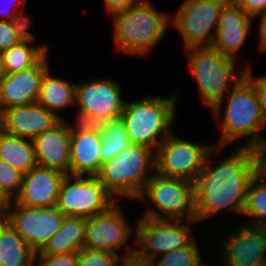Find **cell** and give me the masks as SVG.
I'll return each mask as SVG.
<instances>
[{
    "label": "cell",
    "instance_id": "cell-1",
    "mask_svg": "<svg viewBox=\"0 0 266 266\" xmlns=\"http://www.w3.org/2000/svg\"><path fill=\"white\" fill-rule=\"evenodd\" d=\"M221 149L225 148L215 146L210 151L204 168L195 181L197 223L207 222V219L216 217L221 211L242 216L249 183L257 173L255 149L237 147L225 156Z\"/></svg>",
    "mask_w": 266,
    "mask_h": 266
},
{
    "label": "cell",
    "instance_id": "cell-2",
    "mask_svg": "<svg viewBox=\"0 0 266 266\" xmlns=\"http://www.w3.org/2000/svg\"><path fill=\"white\" fill-rule=\"evenodd\" d=\"M227 95V100L224 98L210 110L221 132L214 146L223 148L243 139L236 148L256 149L266 139L263 134L266 127L254 83L244 75Z\"/></svg>",
    "mask_w": 266,
    "mask_h": 266
},
{
    "label": "cell",
    "instance_id": "cell-3",
    "mask_svg": "<svg viewBox=\"0 0 266 266\" xmlns=\"http://www.w3.org/2000/svg\"><path fill=\"white\" fill-rule=\"evenodd\" d=\"M110 18L115 50L136 57H147L172 26L171 15L160 12L150 0H143Z\"/></svg>",
    "mask_w": 266,
    "mask_h": 266
},
{
    "label": "cell",
    "instance_id": "cell-4",
    "mask_svg": "<svg viewBox=\"0 0 266 266\" xmlns=\"http://www.w3.org/2000/svg\"><path fill=\"white\" fill-rule=\"evenodd\" d=\"M178 94L168 96H143L125 103L121 119L130 141L158 149L159 144L173 132L176 120Z\"/></svg>",
    "mask_w": 266,
    "mask_h": 266
},
{
    "label": "cell",
    "instance_id": "cell-5",
    "mask_svg": "<svg viewBox=\"0 0 266 266\" xmlns=\"http://www.w3.org/2000/svg\"><path fill=\"white\" fill-rule=\"evenodd\" d=\"M155 160L154 149L132 144L103 162L97 177L116 201L120 198L137 200L156 172Z\"/></svg>",
    "mask_w": 266,
    "mask_h": 266
},
{
    "label": "cell",
    "instance_id": "cell-6",
    "mask_svg": "<svg viewBox=\"0 0 266 266\" xmlns=\"http://www.w3.org/2000/svg\"><path fill=\"white\" fill-rule=\"evenodd\" d=\"M184 52L197 83L198 94L209 110L226 98L231 88L245 75L246 68L252 66L245 62L240 70L236 69V59L212 47L190 48Z\"/></svg>",
    "mask_w": 266,
    "mask_h": 266
},
{
    "label": "cell",
    "instance_id": "cell-7",
    "mask_svg": "<svg viewBox=\"0 0 266 266\" xmlns=\"http://www.w3.org/2000/svg\"><path fill=\"white\" fill-rule=\"evenodd\" d=\"M137 201L147 204L143 217L195 220V183L188 180L168 178L155 172Z\"/></svg>",
    "mask_w": 266,
    "mask_h": 266
},
{
    "label": "cell",
    "instance_id": "cell-8",
    "mask_svg": "<svg viewBox=\"0 0 266 266\" xmlns=\"http://www.w3.org/2000/svg\"><path fill=\"white\" fill-rule=\"evenodd\" d=\"M196 222V220L138 217L134 227L136 232L135 254L151 262L160 255L187 246L194 239L191 225Z\"/></svg>",
    "mask_w": 266,
    "mask_h": 266
},
{
    "label": "cell",
    "instance_id": "cell-9",
    "mask_svg": "<svg viewBox=\"0 0 266 266\" xmlns=\"http://www.w3.org/2000/svg\"><path fill=\"white\" fill-rule=\"evenodd\" d=\"M230 0H183L171 14V25L179 31L185 50L212 47L220 14Z\"/></svg>",
    "mask_w": 266,
    "mask_h": 266
},
{
    "label": "cell",
    "instance_id": "cell-10",
    "mask_svg": "<svg viewBox=\"0 0 266 266\" xmlns=\"http://www.w3.org/2000/svg\"><path fill=\"white\" fill-rule=\"evenodd\" d=\"M214 144L191 142L172 132L156 150V173L195 183Z\"/></svg>",
    "mask_w": 266,
    "mask_h": 266
},
{
    "label": "cell",
    "instance_id": "cell-11",
    "mask_svg": "<svg viewBox=\"0 0 266 266\" xmlns=\"http://www.w3.org/2000/svg\"><path fill=\"white\" fill-rule=\"evenodd\" d=\"M126 218L118 201L107 211L86 218L83 248L115 254H119L122 249L124 250L122 256L135 254L136 232ZM130 240L133 241L132 246L128 244Z\"/></svg>",
    "mask_w": 266,
    "mask_h": 266
},
{
    "label": "cell",
    "instance_id": "cell-12",
    "mask_svg": "<svg viewBox=\"0 0 266 266\" xmlns=\"http://www.w3.org/2000/svg\"><path fill=\"white\" fill-rule=\"evenodd\" d=\"M116 199L97 176L65 175L57 207L65 216L89 218L107 211Z\"/></svg>",
    "mask_w": 266,
    "mask_h": 266
},
{
    "label": "cell",
    "instance_id": "cell-13",
    "mask_svg": "<svg viewBox=\"0 0 266 266\" xmlns=\"http://www.w3.org/2000/svg\"><path fill=\"white\" fill-rule=\"evenodd\" d=\"M65 215L57 206L31 208L17 204L14 200L7 204V221L37 253L60 229Z\"/></svg>",
    "mask_w": 266,
    "mask_h": 266
},
{
    "label": "cell",
    "instance_id": "cell-14",
    "mask_svg": "<svg viewBox=\"0 0 266 266\" xmlns=\"http://www.w3.org/2000/svg\"><path fill=\"white\" fill-rule=\"evenodd\" d=\"M241 225L222 236L216 253L220 266H256L266 262V226Z\"/></svg>",
    "mask_w": 266,
    "mask_h": 266
},
{
    "label": "cell",
    "instance_id": "cell-15",
    "mask_svg": "<svg viewBox=\"0 0 266 266\" xmlns=\"http://www.w3.org/2000/svg\"><path fill=\"white\" fill-rule=\"evenodd\" d=\"M122 90L120 84L107 75L101 79L77 81L76 107L107 121L121 118L126 103Z\"/></svg>",
    "mask_w": 266,
    "mask_h": 266
},
{
    "label": "cell",
    "instance_id": "cell-16",
    "mask_svg": "<svg viewBox=\"0 0 266 266\" xmlns=\"http://www.w3.org/2000/svg\"><path fill=\"white\" fill-rule=\"evenodd\" d=\"M48 55L30 69L5 74L0 79V102L5 109L38 101L42 77L50 68Z\"/></svg>",
    "mask_w": 266,
    "mask_h": 266
},
{
    "label": "cell",
    "instance_id": "cell-17",
    "mask_svg": "<svg viewBox=\"0 0 266 266\" xmlns=\"http://www.w3.org/2000/svg\"><path fill=\"white\" fill-rule=\"evenodd\" d=\"M254 19L247 15L234 0L222 9L212 48L237 61L239 50L245 45Z\"/></svg>",
    "mask_w": 266,
    "mask_h": 266
},
{
    "label": "cell",
    "instance_id": "cell-18",
    "mask_svg": "<svg viewBox=\"0 0 266 266\" xmlns=\"http://www.w3.org/2000/svg\"><path fill=\"white\" fill-rule=\"evenodd\" d=\"M37 165L71 174L70 131L65 119L32 139Z\"/></svg>",
    "mask_w": 266,
    "mask_h": 266
},
{
    "label": "cell",
    "instance_id": "cell-19",
    "mask_svg": "<svg viewBox=\"0 0 266 266\" xmlns=\"http://www.w3.org/2000/svg\"><path fill=\"white\" fill-rule=\"evenodd\" d=\"M64 177L63 173L37 166L24 175L21 191L14 201L31 208L57 206Z\"/></svg>",
    "mask_w": 266,
    "mask_h": 266
},
{
    "label": "cell",
    "instance_id": "cell-20",
    "mask_svg": "<svg viewBox=\"0 0 266 266\" xmlns=\"http://www.w3.org/2000/svg\"><path fill=\"white\" fill-rule=\"evenodd\" d=\"M62 119L38 102L5 109L4 132L33 139L53 128Z\"/></svg>",
    "mask_w": 266,
    "mask_h": 266
},
{
    "label": "cell",
    "instance_id": "cell-21",
    "mask_svg": "<svg viewBox=\"0 0 266 266\" xmlns=\"http://www.w3.org/2000/svg\"><path fill=\"white\" fill-rule=\"evenodd\" d=\"M102 136L93 132H70L71 175L97 176L102 167Z\"/></svg>",
    "mask_w": 266,
    "mask_h": 266
},
{
    "label": "cell",
    "instance_id": "cell-22",
    "mask_svg": "<svg viewBox=\"0 0 266 266\" xmlns=\"http://www.w3.org/2000/svg\"><path fill=\"white\" fill-rule=\"evenodd\" d=\"M51 70L50 67L42 77L37 102L64 119L59 111L76 105L77 82H69L61 77H56L51 74L53 73Z\"/></svg>",
    "mask_w": 266,
    "mask_h": 266
},
{
    "label": "cell",
    "instance_id": "cell-23",
    "mask_svg": "<svg viewBox=\"0 0 266 266\" xmlns=\"http://www.w3.org/2000/svg\"><path fill=\"white\" fill-rule=\"evenodd\" d=\"M86 218L65 216L60 229L36 255L78 253L85 241Z\"/></svg>",
    "mask_w": 266,
    "mask_h": 266
},
{
    "label": "cell",
    "instance_id": "cell-24",
    "mask_svg": "<svg viewBox=\"0 0 266 266\" xmlns=\"http://www.w3.org/2000/svg\"><path fill=\"white\" fill-rule=\"evenodd\" d=\"M36 252L5 221L0 224V266H35Z\"/></svg>",
    "mask_w": 266,
    "mask_h": 266
},
{
    "label": "cell",
    "instance_id": "cell-25",
    "mask_svg": "<svg viewBox=\"0 0 266 266\" xmlns=\"http://www.w3.org/2000/svg\"><path fill=\"white\" fill-rule=\"evenodd\" d=\"M0 158L24 174L38 166L32 140L6 132L0 134Z\"/></svg>",
    "mask_w": 266,
    "mask_h": 266
},
{
    "label": "cell",
    "instance_id": "cell-26",
    "mask_svg": "<svg viewBox=\"0 0 266 266\" xmlns=\"http://www.w3.org/2000/svg\"><path fill=\"white\" fill-rule=\"evenodd\" d=\"M48 44L22 41L1 52L5 74L18 73L35 66L48 52Z\"/></svg>",
    "mask_w": 266,
    "mask_h": 266
},
{
    "label": "cell",
    "instance_id": "cell-27",
    "mask_svg": "<svg viewBox=\"0 0 266 266\" xmlns=\"http://www.w3.org/2000/svg\"><path fill=\"white\" fill-rule=\"evenodd\" d=\"M244 223L266 226V178L258 172L249 183L243 215Z\"/></svg>",
    "mask_w": 266,
    "mask_h": 266
},
{
    "label": "cell",
    "instance_id": "cell-28",
    "mask_svg": "<svg viewBox=\"0 0 266 266\" xmlns=\"http://www.w3.org/2000/svg\"><path fill=\"white\" fill-rule=\"evenodd\" d=\"M132 145L125 124L121 118L107 121L102 135L100 156L102 162L114 158Z\"/></svg>",
    "mask_w": 266,
    "mask_h": 266
},
{
    "label": "cell",
    "instance_id": "cell-29",
    "mask_svg": "<svg viewBox=\"0 0 266 266\" xmlns=\"http://www.w3.org/2000/svg\"><path fill=\"white\" fill-rule=\"evenodd\" d=\"M196 242L194 238L187 246L154 258L151 266H207L209 262L202 260Z\"/></svg>",
    "mask_w": 266,
    "mask_h": 266
},
{
    "label": "cell",
    "instance_id": "cell-30",
    "mask_svg": "<svg viewBox=\"0 0 266 266\" xmlns=\"http://www.w3.org/2000/svg\"><path fill=\"white\" fill-rule=\"evenodd\" d=\"M24 173L0 158V194L7 200H14L21 191Z\"/></svg>",
    "mask_w": 266,
    "mask_h": 266
},
{
    "label": "cell",
    "instance_id": "cell-31",
    "mask_svg": "<svg viewBox=\"0 0 266 266\" xmlns=\"http://www.w3.org/2000/svg\"><path fill=\"white\" fill-rule=\"evenodd\" d=\"M78 111L75 114V122L70 124V121L65 117V121L70 132H93L98 135H103L107 120L105 118L89 114L86 110L77 107ZM74 125V126H73Z\"/></svg>",
    "mask_w": 266,
    "mask_h": 266
},
{
    "label": "cell",
    "instance_id": "cell-32",
    "mask_svg": "<svg viewBox=\"0 0 266 266\" xmlns=\"http://www.w3.org/2000/svg\"><path fill=\"white\" fill-rule=\"evenodd\" d=\"M121 254L82 248L77 253L78 266H116Z\"/></svg>",
    "mask_w": 266,
    "mask_h": 266
},
{
    "label": "cell",
    "instance_id": "cell-33",
    "mask_svg": "<svg viewBox=\"0 0 266 266\" xmlns=\"http://www.w3.org/2000/svg\"><path fill=\"white\" fill-rule=\"evenodd\" d=\"M25 8H22L18 11L10 20V23L13 27V30L17 33L22 41H36V35L33 34L29 29L32 26V17L27 15L24 11ZM20 12V13H19ZM25 13V14H24Z\"/></svg>",
    "mask_w": 266,
    "mask_h": 266
},
{
    "label": "cell",
    "instance_id": "cell-34",
    "mask_svg": "<svg viewBox=\"0 0 266 266\" xmlns=\"http://www.w3.org/2000/svg\"><path fill=\"white\" fill-rule=\"evenodd\" d=\"M37 266H78L77 253L59 255H36Z\"/></svg>",
    "mask_w": 266,
    "mask_h": 266
},
{
    "label": "cell",
    "instance_id": "cell-35",
    "mask_svg": "<svg viewBox=\"0 0 266 266\" xmlns=\"http://www.w3.org/2000/svg\"><path fill=\"white\" fill-rule=\"evenodd\" d=\"M22 40L13 30L10 21L0 20V52L20 44Z\"/></svg>",
    "mask_w": 266,
    "mask_h": 266
},
{
    "label": "cell",
    "instance_id": "cell-36",
    "mask_svg": "<svg viewBox=\"0 0 266 266\" xmlns=\"http://www.w3.org/2000/svg\"><path fill=\"white\" fill-rule=\"evenodd\" d=\"M245 75L254 83L256 87L266 127V74L264 73V75L261 74L259 76L258 75L254 76L251 66L246 68Z\"/></svg>",
    "mask_w": 266,
    "mask_h": 266
},
{
    "label": "cell",
    "instance_id": "cell-37",
    "mask_svg": "<svg viewBox=\"0 0 266 266\" xmlns=\"http://www.w3.org/2000/svg\"><path fill=\"white\" fill-rule=\"evenodd\" d=\"M235 3L250 17L266 13V0H234Z\"/></svg>",
    "mask_w": 266,
    "mask_h": 266
},
{
    "label": "cell",
    "instance_id": "cell-38",
    "mask_svg": "<svg viewBox=\"0 0 266 266\" xmlns=\"http://www.w3.org/2000/svg\"><path fill=\"white\" fill-rule=\"evenodd\" d=\"M143 0H103V6L107 15L112 16L127 10Z\"/></svg>",
    "mask_w": 266,
    "mask_h": 266
},
{
    "label": "cell",
    "instance_id": "cell-39",
    "mask_svg": "<svg viewBox=\"0 0 266 266\" xmlns=\"http://www.w3.org/2000/svg\"><path fill=\"white\" fill-rule=\"evenodd\" d=\"M26 1L27 0H6L5 5H3L4 7H0V20L10 21L18 11L25 7ZM1 4L0 2V5Z\"/></svg>",
    "mask_w": 266,
    "mask_h": 266
},
{
    "label": "cell",
    "instance_id": "cell-40",
    "mask_svg": "<svg viewBox=\"0 0 266 266\" xmlns=\"http://www.w3.org/2000/svg\"><path fill=\"white\" fill-rule=\"evenodd\" d=\"M259 19L258 20V48L260 52L265 53L266 52V13L262 15H258L256 17H253V19Z\"/></svg>",
    "mask_w": 266,
    "mask_h": 266
},
{
    "label": "cell",
    "instance_id": "cell-41",
    "mask_svg": "<svg viewBox=\"0 0 266 266\" xmlns=\"http://www.w3.org/2000/svg\"><path fill=\"white\" fill-rule=\"evenodd\" d=\"M257 172L266 178V139L255 149Z\"/></svg>",
    "mask_w": 266,
    "mask_h": 266
},
{
    "label": "cell",
    "instance_id": "cell-42",
    "mask_svg": "<svg viewBox=\"0 0 266 266\" xmlns=\"http://www.w3.org/2000/svg\"><path fill=\"white\" fill-rule=\"evenodd\" d=\"M116 266H151V263L136 254H132L129 256L121 255V258L117 262Z\"/></svg>",
    "mask_w": 266,
    "mask_h": 266
},
{
    "label": "cell",
    "instance_id": "cell-43",
    "mask_svg": "<svg viewBox=\"0 0 266 266\" xmlns=\"http://www.w3.org/2000/svg\"><path fill=\"white\" fill-rule=\"evenodd\" d=\"M7 204L8 201L0 194V224L7 221Z\"/></svg>",
    "mask_w": 266,
    "mask_h": 266
},
{
    "label": "cell",
    "instance_id": "cell-44",
    "mask_svg": "<svg viewBox=\"0 0 266 266\" xmlns=\"http://www.w3.org/2000/svg\"><path fill=\"white\" fill-rule=\"evenodd\" d=\"M5 127V108L0 102V134L4 132Z\"/></svg>",
    "mask_w": 266,
    "mask_h": 266
},
{
    "label": "cell",
    "instance_id": "cell-45",
    "mask_svg": "<svg viewBox=\"0 0 266 266\" xmlns=\"http://www.w3.org/2000/svg\"><path fill=\"white\" fill-rule=\"evenodd\" d=\"M5 75L4 69H3V62H2V55L0 52V79Z\"/></svg>",
    "mask_w": 266,
    "mask_h": 266
},
{
    "label": "cell",
    "instance_id": "cell-46",
    "mask_svg": "<svg viewBox=\"0 0 266 266\" xmlns=\"http://www.w3.org/2000/svg\"><path fill=\"white\" fill-rule=\"evenodd\" d=\"M256 266H266V262L262 264H257Z\"/></svg>",
    "mask_w": 266,
    "mask_h": 266
}]
</instances>
